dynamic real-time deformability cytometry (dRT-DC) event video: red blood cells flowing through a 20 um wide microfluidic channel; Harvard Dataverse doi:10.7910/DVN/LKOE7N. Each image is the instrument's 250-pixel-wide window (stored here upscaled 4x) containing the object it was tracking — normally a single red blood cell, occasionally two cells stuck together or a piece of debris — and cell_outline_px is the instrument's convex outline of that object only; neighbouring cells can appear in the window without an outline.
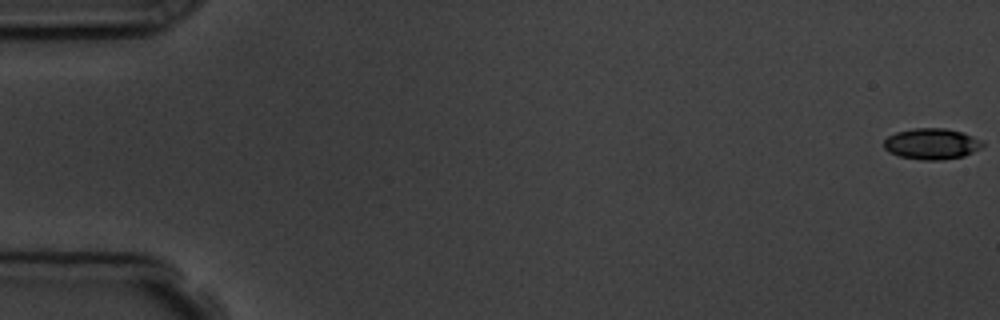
{"species": "common noctule bat (a hibernating species)", "species_latin": "Nyctalus noctula", "temperature_condition": "room temperature", "stored_images_in_passage": 5, "camera_frame_rate_fps": 3000, "um_per_image_px": 0.085, "animal": {"sex": "male", "body_mass_g": 19.5, "forearm_length_mm": 54.6}, "frame": {"image": 1, "passage_image": 1, "time_ms": 0.0, "image_size_px": [1000, 320], "cell_outline_px": [[984, 144], [980, 148], [964, 156], [940, 160], [924, 160], [900, 156], [888, 152], [884, 148], [884, 140], [888, 136], [896, 132], [912, 128], [944, 128], [960, 132], [984, 140]], "centroid_in_image_um": [79.18, 12.22], "position_along_channel_um": 5.8, "area_um2": 17.8}}
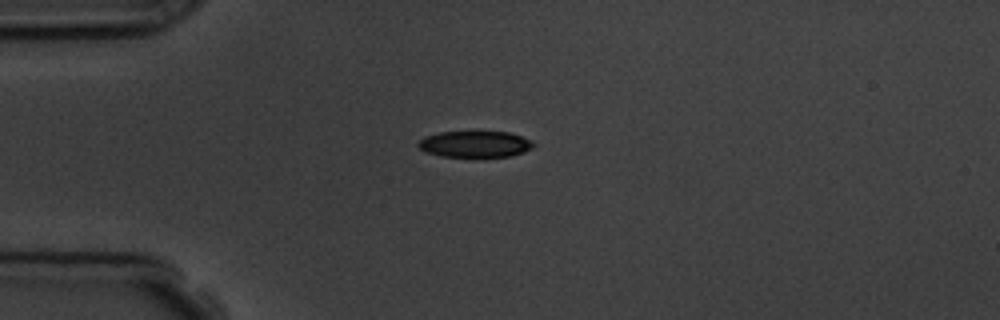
{"frame": {"image": 2, "passage_image": 5, "time_ms": 4.667, "image_size_px": [1000, 320], "cell_outline_px": [[536, 144], [532, 148], [524, 152], [512, 156], [476, 160], [440, 156], [428, 152], [420, 148], [416, 144], [424, 136], [440, 132], [508, 132], [532, 140]], "centroid_in_image_um": [40.4, 12.31], "position_along_channel_um": 44.6, "area_um2": 18.55}}